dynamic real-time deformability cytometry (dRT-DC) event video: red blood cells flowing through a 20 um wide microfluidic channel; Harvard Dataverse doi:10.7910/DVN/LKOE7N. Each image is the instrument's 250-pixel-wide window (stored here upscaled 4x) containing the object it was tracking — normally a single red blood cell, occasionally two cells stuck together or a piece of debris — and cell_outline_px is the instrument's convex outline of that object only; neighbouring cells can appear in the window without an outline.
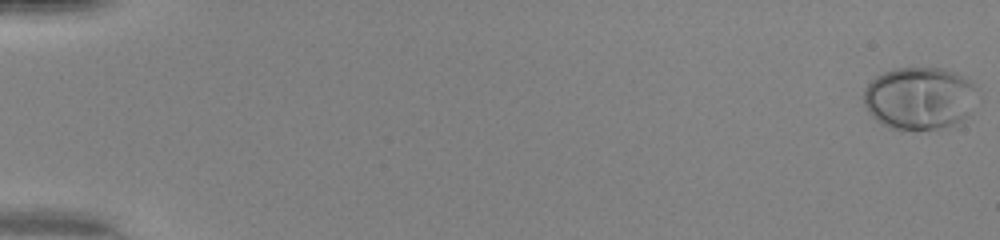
{"species": "human", "species_latin": "Homo sapiens", "temperature_condition": "warm", "stored_images_in_passage": 51, "camera_frame_rate_fps": 3000, "um_per_image_px": 0.085, "donor": {"sex": "female"}, "frame": {"image": 1, "passage_image": 1, "time_ms": 0.0, "image_size_px": [1000, 240], "cell_outline_px": [[976, 92], [968, 112], [956, 128], [892, 128], [876, 120], [872, 116], [864, 104], [864, 88], [876, 76], [884, 72], [896, 68], [944, 68], [956, 72], [972, 80], [976, 88]], "centroid_in_image_um": [78.17, 8.32], "position_along_channel_um": 6.8, "area_um2": 41.27}}
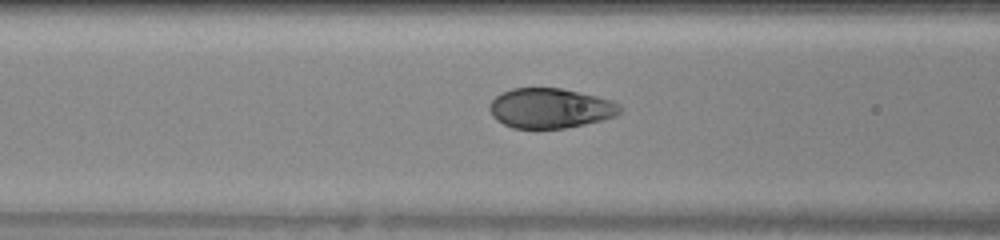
{"frame": {"image": 2, "passage_image": 23, "time_ms": 7.333, "image_size_px": [1000, 240], "cell_outline_px": [[624, 108], [616, 116], [584, 124], [564, 128], [512, 128], [496, 120], [492, 116], [488, 108], [488, 104], [496, 96], [512, 88], [560, 88], [596, 96], [612, 100], [620, 104]], "centroid_in_image_um": [46.77, 9.2], "position_along_channel_um": 119.8, "area_um2": 30.35}}
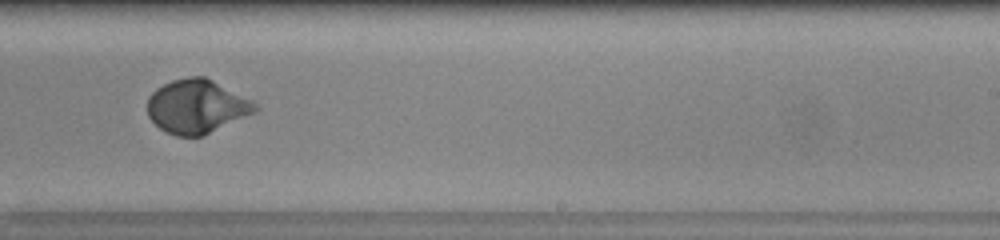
{"frame": {"image": 3, "passage_image": 34, "time_ms": 11.0, "image_size_px": [1000, 240], "cell_outline_px": [[260, 108], [256, 112], [204, 136], [176, 136], [160, 128], [148, 116], [148, 96], [156, 88], [172, 80], [188, 76], [204, 76], [252, 100]], "centroid_in_image_um": [16.73, 9.05], "position_along_channel_um": 272.3, "area_um2": 33.76}, "authors_computed_cell_mechanics": {"area_um2": 33.1194, "velocity_mm_per_s": 4.1703, "shape_relaxation_time_tau1_ms": 2.9239, "shape_relaxation_time_tau2_ms": null, "deformation_change_tau1": 0.2112, "deformation_change_tau2": null}}